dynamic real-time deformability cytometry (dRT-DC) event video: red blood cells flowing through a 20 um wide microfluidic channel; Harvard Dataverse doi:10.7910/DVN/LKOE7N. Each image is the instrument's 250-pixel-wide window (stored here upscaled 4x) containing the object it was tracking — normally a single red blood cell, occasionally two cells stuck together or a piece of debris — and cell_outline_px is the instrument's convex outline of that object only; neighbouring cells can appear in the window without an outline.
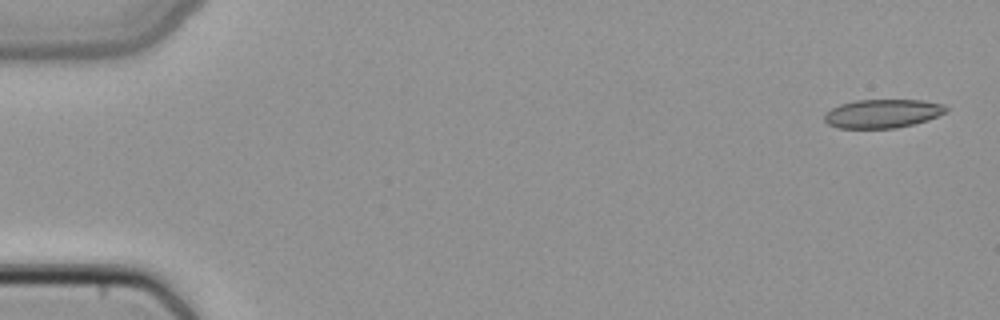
{"species": "common noctule bat (a hibernating species)", "species_latin": "Nyctalus noctula", "temperature_condition": "cold", "stored_images_in_passage": 7, "camera_frame_rate_fps": 3000, "um_per_image_px": 0.085, "animal": {"sex": "female", "body_mass_g": 22.7, "forearm_length_mm": 54.2}, "frame": {"image": 1, "passage_image": 1, "time_ms": 0.0, "image_size_px": [1000, 320], "cell_outline_px": [[948, 112], [928, 120], [896, 128], [836, 128], [828, 124], [824, 120], [824, 112], [840, 104], [856, 100], [924, 100], [944, 104], [948, 108]], "centroid_in_image_um": [75.02, 9.65], "position_along_channel_um": 10.0, "area_um2": 20.52}}
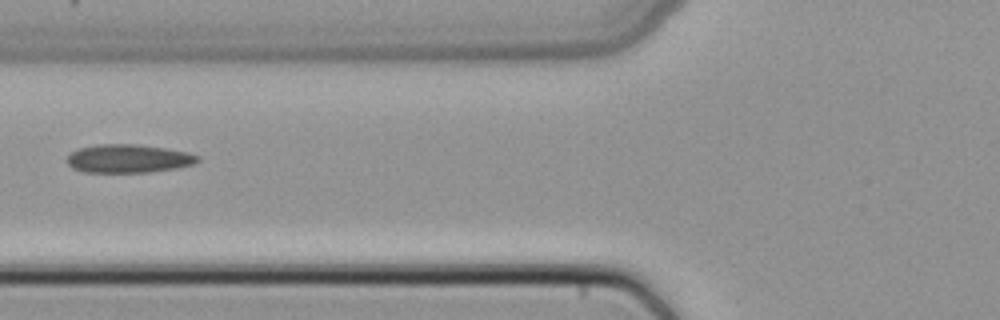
{"frame": {"image": 2, "passage_image": 6, "time_ms": 1.667, "image_size_px": [1000, 320], "cell_outline_px": [[200, 160], [196, 164], [176, 168], [148, 172], [84, 172], [72, 168], [64, 160], [72, 152], [80, 148], [96, 144], [136, 144], [164, 148], [188, 152], [200, 156]], "centroid_in_image_um": [10.92, 13.48], "position_along_channel_um": 114.9, "area_um2": 21.73}}
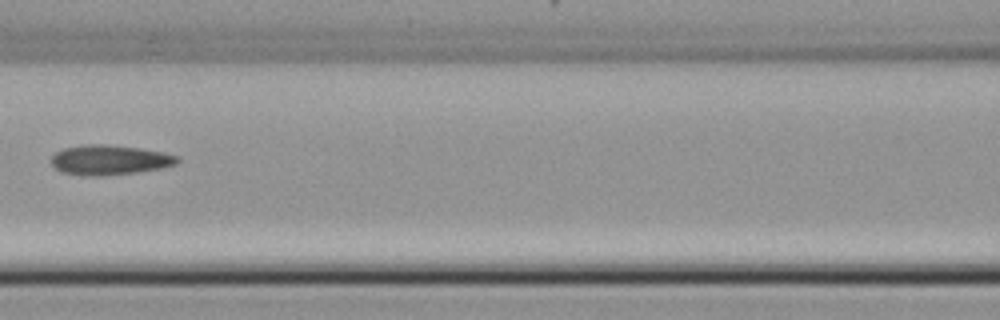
{"frame": {"image": 3, "passage_image": 7, "time_ms": 2.0, "image_size_px": [1000, 320], "cell_outline_px": [[180, 160], [176, 164], [160, 168], [136, 172], [104, 176], [84, 176], [60, 172], [52, 164], [52, 156], [56, 152], [64, 148], [84, 144], [104, 144], [140, 148], [164, 152], [176, 156]], "centroid_in_image_um": [9.29, 13.6], "position_along_channel_um": 157.3, "area_um2": 21.96}}